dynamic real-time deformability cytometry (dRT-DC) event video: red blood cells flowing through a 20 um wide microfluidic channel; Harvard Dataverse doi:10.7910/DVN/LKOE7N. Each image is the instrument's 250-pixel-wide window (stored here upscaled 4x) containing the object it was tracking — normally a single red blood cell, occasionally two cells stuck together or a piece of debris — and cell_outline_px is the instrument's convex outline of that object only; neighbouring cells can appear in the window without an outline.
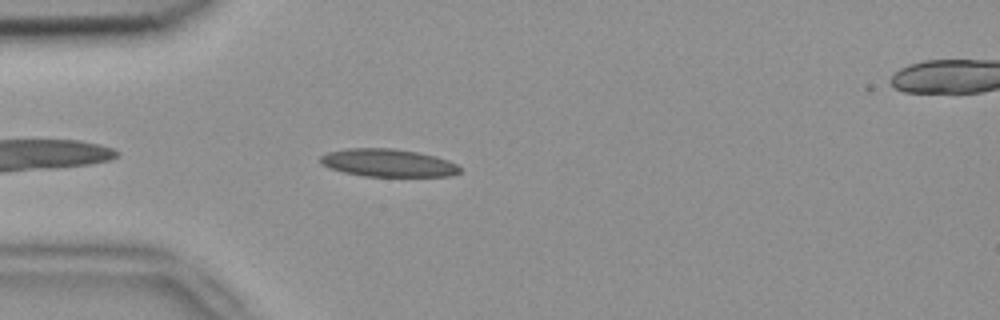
{"species": "common noctule bat (a hibernating species)", "species_latin": "Nyctalus noctula", "temperature_condition": "room temperature", "stored_images_in_passage": 2, "segment_of_instrument_passage": [1, 2], "camera_frame_rate_fps": 3000, "um_per_image_px": 0.085, "animal": {"sex": "female", "body_mass_g": 18.4}, "frame": {"image": 1, "passage_image": 1, "time_ms": 0.0, "image_size_px": [1000, 320], "cell_outline_px": [[460, 172], [452, 176], [364, 176], [344, 172], [328, 168], [320, 164], [320, 156], [328, 152], [348, 148], [392, 148], [416, 152], [436, 156], [448, 160], [456, 164], [460, 168]], "centroid_in_image_um": [32.96, 13.84], "position_along_channel_um": 52.0, "area_um2": 22.6}}